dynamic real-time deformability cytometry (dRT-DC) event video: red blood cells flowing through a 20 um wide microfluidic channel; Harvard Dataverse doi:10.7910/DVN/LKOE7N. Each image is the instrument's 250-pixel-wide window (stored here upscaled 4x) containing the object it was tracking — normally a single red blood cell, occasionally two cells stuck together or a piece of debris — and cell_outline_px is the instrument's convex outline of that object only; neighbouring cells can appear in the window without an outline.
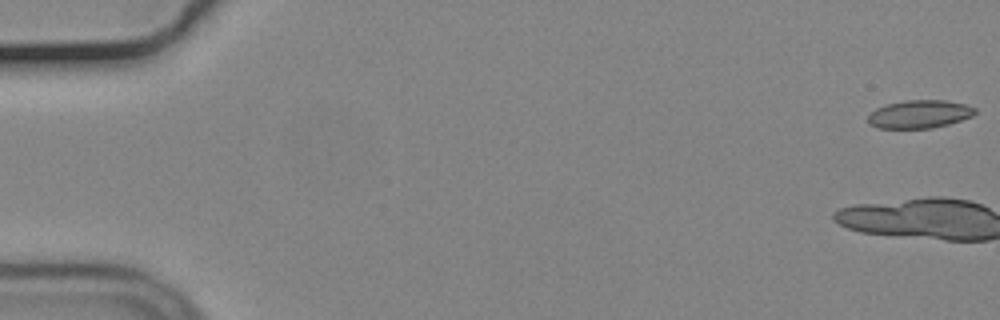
{"species": "common noctule bat (a hibernating species)", "species_latin": "Nyctalus noctula", "temperature_condition": "cold", "stored_images_in_passage": 16, "camera_frame_rate_fps": 3000, "um_per_image_px": 0.085, "animal": {"sex": "male", "body_mass_g": 19.2, "forearm_length_mm": 51.8}, "frame": {"image": 1, "passage_image": 1, "time_ms": 0.0, "image_size_px": [1000, 320], "cell_outline_px": [[976, 112], [972, 116], [948, 124], [932, 128], [876, 128], [868, 124], [868, 116], [876, 108], [888, 104], [904, 100], [944, 100], [964, 104], [976, 108]], "centroid_in_image_um": [78.14, 9.7], "position_along_channel_um": 6.9, "area_um2": 17.46}}